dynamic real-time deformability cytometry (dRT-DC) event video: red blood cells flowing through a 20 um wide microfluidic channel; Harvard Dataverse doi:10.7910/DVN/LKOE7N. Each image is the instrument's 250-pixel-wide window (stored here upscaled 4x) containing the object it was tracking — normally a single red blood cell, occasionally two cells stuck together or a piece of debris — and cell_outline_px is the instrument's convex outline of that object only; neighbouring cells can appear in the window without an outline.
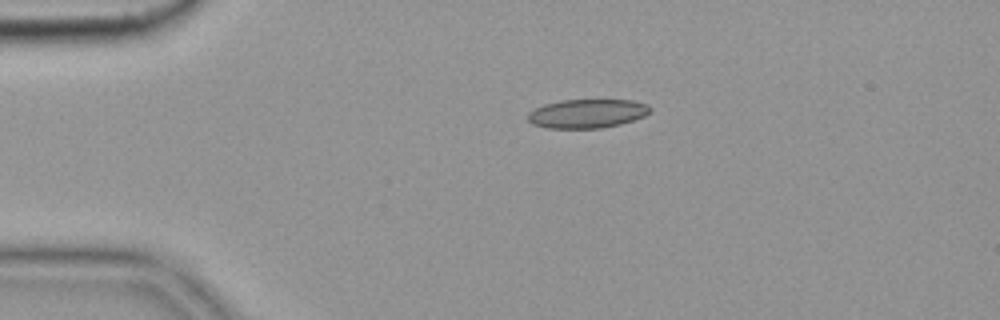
{"species": "common noctule bat (a hibernating species)", "species_latin": "Nyctalus noctula", "temperature_condition": "cold", "stored_images_in_passage": 4, "camera_frame_rate_fps": 3000, "um_per_image_px": 0.085, "animal": {"sex": "female", "body_mass_g": 19.9}, "frame": {"image": 1, "passage_image": 3, "time_ms": 0.667, "image_size_px": [1000, 320], "cell_outline_px": [[652, 108], [644, 116], [620, 124], [600, 128], [548, 128], [532, 124], [528, 120], [528, 112], [544, 104], [560, 100], [632, 100], [648, 104]], "centroid_in_image_um": [49.9, 9.65], "position_along_channel_um": 35.1, "area_um2": 20.52}}